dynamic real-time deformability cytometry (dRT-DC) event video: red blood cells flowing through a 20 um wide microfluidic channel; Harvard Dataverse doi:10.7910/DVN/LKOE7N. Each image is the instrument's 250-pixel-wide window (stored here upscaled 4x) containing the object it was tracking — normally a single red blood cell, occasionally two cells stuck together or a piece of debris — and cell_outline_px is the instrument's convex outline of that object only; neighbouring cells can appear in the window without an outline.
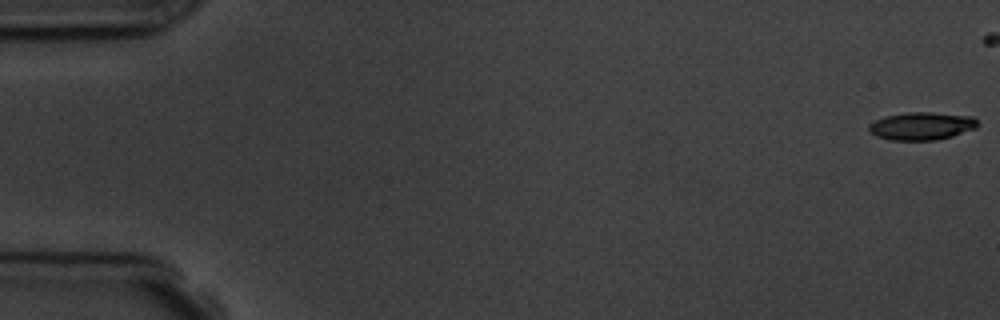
{"species": "common noctule bat (a hibernating species)", "species_latin": "Nyctalus noctula", "temperature_condition": "room temperature", "stored_images_in_passage": 12, "camera_frame_rate_fps": 3000, "um_per_image_px": 0.085, "animal": {"sex": "male", "body_mass_g": 19.5, "forearm_length_mm": 54.6}, "frame": {"image": 1, "passage_image": 1, "time_ms": 0.0, "image_size_px": [1000, 320], "cell_outline_px": [[980, 124], [976, 128], [952, 136], [936, 140], [888, 140], [876, 136], [868, 128], [868, 124], [884, 116], [908, 112], [932, 112], [972, 116]], "centroid_in_image_um": [78.34, 10.71], "position_along_channel_um": 6.7, "area_um2": 17.69}}